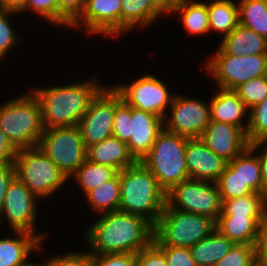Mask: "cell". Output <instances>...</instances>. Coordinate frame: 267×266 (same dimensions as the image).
I'll use <instances>...</instances> for the list:
<instances>
[{
    "label": "cell",
    "mask_w": 267,
    "mask_h": 266,
    "mask_svg": "<svg viewBox=\"0 0 267 266\" xmlns=\"http://www.w3.org/2000/svg\"><path fill=\"white\" fill-rule=\"evenodd\" d=\"M122 83V84H121ZM112 84L129 106L164 118L176 93H172L165 81L149 72L133 81Z\"/></svg>",
    "instance_id": "cell-11"
},
{
    "label": "cell",
    "mask_w": 267,
    "mask_h": 266,
    "mask_svg": "<svg viewBox=\"0 0 267 266\" xmlns=\"http://www.w3.org/2000/svg\"><path fill=\"white\" fill-rule=\"evenodd\" d=\"M219 216H267V198L253 192L238 198L222 200Z\"/></svg>",
    "instance_id": "cell-33"
},
{
    "label": "cell",
    "mask_w": 267,
    "mask_h": 266,
    "mask_svg": "<svg viewBox=\"0 0 267 266\" xmlns=\"http://www.w3.org/2000/svg\"><path fill=\"white\" fill-rule=\"evenodd\" d=\"M220 41L217 46L229 55L267 54V39L240 24Z\"/></svg>",
    "instance_id": "cell-24"
},
{
    "label": "cell",
    "mask_w": 267,
    "mask_h": 266,
    "mask_svg": "<svg viewBox=\"0 0 267 266\" xmlns=\"http://www.w3.org/2000/svg\"><path fill=\"white\" fill-rule=\"evenodd\" d=\"M209 32L220 39L239 25L237 0H208Z\"/></svg>",
    "instance_id": "cell-26"
},
{
    "label": "cell",
    "mask_w": 267,
    "mask_h": 266,
    "mask_svg": "<svg viewBox=\"0 0 267 266\" xmlns=\"http://www.w3.org/2000/svg\"><path fill=\"white\" fill-rule=\"evenodd\" d=\"M121 188L118 173L111 179L88 192L83 200L95 214L119 210Z\"/></svg>",
    "instance_id": "cell-29"
},
{
    "label": "cell",
    "mask_w": 267,
    "mask_h": 266,
    "mask_svg": "<svg viewBox=\"0 0 267 266\" xmlns=\"http://www.w3.org/2000/svg\"><path fill=\"white\" fill-rule=\"evenodd\" d=\"M216 184L218 185L222 200L238 198L253 193L244 185L238 173L229 164L226 165L224 172Z\"/></svg>",
    "instance_id": "cell-35"
},
{
    "label": "cell",
    "mask_w": 267,
    "mask_h": 266,
    "mask_svg": "<svg viewBox=\"0 0 267 266\" xmlns=\"http://www.w3.org/2000/svg\"><path fill=\"white\" fill-rule=\"evenodd\" d=\"M235 243L215 230L190 249L196 266H213L221 260Z\"/></svg>",
    "instance_id": "cell-28"
},
{
    "label": "cell",
    "mask_w": 267,
    "mask_h": 266,
    "mask_svg": "<svg viewBox=\"0 0 267 266\" xmlns=\"http://www.w3.org/2000/svg\"><path fill=\"white\" fill-rule=\"evenodd\" d=\"M186 138L163 129L149 153L140 161L167 193L174 185L190 179L186 167Z\"/></svg>",
    "instance_id": "cell-5"
},
{
    "label": "cell",
    "mask_w": 267,
    "mask_h": 266,
    "mask_svg": "<svg viewBox=\"0 0 267 266\" xmlns=\"http://www.w3.org/2000/svg\"><path fill=\"white\" fill-rule=\"evenodd\" d=\"M152 5L165 17H169L182 0H150Z\"/></svg>",
    "instance_id": "cell-48"
},
{
    "label": "cell",
    "mask_w": 267,
    "mask_h": 266,
    "mask_svg": "<svg viewBox=\"0 0 267 266\" xmlns=\"http://www.w3.org/2000/svg\"><path fill=\"white\" fill-rule=\"evenodd\" d=\"M87 160L109 166L117 172L138 162L131 154L127 143L114 136L88 146Z\"/></svg>",
    "instance_id": "cell-21"
},
{
    "label": "cell",
    "mask_w": 267,
    "mask_h": 266,
    "mask_svg": "<svg viewBox=\"0 0 267 266\" xmlns=\"http://www.w3.org/2000/svg\"><path fill=\"white\" fill-rule=\"evenodd\" d=\"M239 24L267 39V0H238Z\"/></svg>",
    "instance_id": "cell-32"
},
{
    "label": "cell",
    "mask_w": 267,
    "mask_h": 266,
    "mask_svg": "<svg viewBox=\"0 0 267 266\" xmlns=\"http://www.w3.org/2000/svg\"><path fill=\"white\" fill-rule=\"evenodd\" d=\"M163 17L150 0H121V38L137 28L146 30Z\"/></svg>",
    "instance_id": "cell-22"
},
{
    "label": "cell",
    "mask_w": 267,
    "mask_h": 266,
    "mask_svg": "<svg viewBox=\"0 0 267 266\" xmlns=\"http://www.w3.org/2000/svg\"><path fill=\"white\" fill-rule=\"evenodd\" d=\"M98 216L83 233L89 254H136L153 241L154 226L142 216L121 210Z\"/></svg>",
    "instance_id": "cell-1"
},
{
    "label": "cell",
    "mask_w": 267,
    "mask_h": 266,
    "mask_svg": "<svg viewBox=\"0 0 267 266\" xmlns=\"http://www.w3.org/2000/svg\"><path fill=\"white\" fill-rule=\"evenodd\" d=\"M228 164L252 192L264 195L261 163L258 155L249 146L240 155L228 161Z\"/></svg>",
    "instance_id": "cell-30"
},
{
    "label": "cell",
    "mask_w": 267,
    "mask_h": 266,
    "mask_svg": "<svg viewBox=\"0 0 267 266\" xmlns=\"http://www.w3.org/2000/svg\"><path fill=\"white\" fill-rule=\"evenodd\" d=\"M186 167L190 179L216 183L228 161L216 155L200 138H186Z\"/></svg>",
    "instance_id": "cell-16"
},
{
    "label": "cell",
    "mask_w": 267,
    "mask_h": 266,
    "mask_svg": "<svg viewBox=\"0 0 267 266\" xmlns=\"http://www.w3.org/2000/svg\"><path fill=\"white\" fill-rule=\"evenodd\" d=\"M70 252L66 251V253L61 252V254L51 255L50 259L47 257L48 260H42L40 266H91L90 254L87 250L86 252L84 250Z\"/></svg>",
    "instance_id": "cell-40"
},
{
    "label": "cell",
    "mask_w": 267,
    "mask_h": 266,
    "mask_svg": "<svg viewBox=\"0 0 267 266\" xmlns=\"http://www.w3.org/2000/svg\"><path fill=\"white\" fill-rule=\"evenodd\" d=\"M266 216H218L216 230L237 244L255 245L258 226Z\"/></svg>",
    "instance_id": "cell-23"
},
{
    "label": "cell",
    "mask_w": 267,
    "mask_h": 266,
    "mask_svg": "<svg viewBox=\"0 0 267 266\" xmlns=\"http://www.w3.org/2000/svg\"><path fill=\"white\" fill-rule=\"evenodd\" d=\"M255 246L235 243L230 251L213 266H254Z\"/></svg>",
    "instance_id": "cell-38"
},
{
    "label": "cell",
    "mask_w": 267,
    "mask_h": 266,
    "mask_svg": "<svg viewBox=\"0 0 267 266\" xmlns=\"http://www.w3.org/2000/svg\"><path fill=\"white\" fill-rule=\"evenodd\" d=\"M172 17L180 18L187 34L196 36L210 35L208 19V0H182L174 9Z\"/></svg>",
    "instance_id": "cell-25"
},
{
    "label": "cell",
    "mask_w": 267,
    "mask_h": 266,
    "mask_svg": "<svg viewBox=\"0 0 267 266\" xmlns=\"http://www.w3.org/2000/svg\"><path fill=\"white\" fill-rule=\"evenodd\" d=\"M37 147L68 179L87 159L78 126L44 128Z\"/></svg>",
    "instance_id": "cell-9"
},
{
    "label": "cell",
    "mask_w": 267,
    "mask_h": 266,
    "mask_svg": "<svg viewBox=\"0 0 267 266\" xmlns=\"http://www.w3.org/2000/svg\"><path fill=\"white\" fill-rule=\"evenodd\" d=\"M39 199L14 177L7 188L3 206L0 210V227L6 219L7 226L12 231H23L36 236L41 242H46L50 235L46 231H38ZM4 219V220H3ZM1 230V228H0Z\"/></svg>",
    "instance_id": "cell-10"
},
{
    "label": "cell",
    "mask_w": 267,
    "mask_h": 266,
    "mask_svg": "<svg viewBox=\"0 0 267 266\" xmlns=\"http://www.w3.org/2000/svg\"><path fill=\"white\" fill-rule=\"evenodd\" d=\"M0 129L18 150L37 146L44 127L40 102L31 90L0 103Z\"/></svg>",
    "instance_id": "cell-4"
},
{
    "label": "cell",
    "mask_w": 267,
    "mask_h": 266,
    "mask_svg": "<svg viewBox=\"0 0 267 266\" xmlns=\"http://www.w3.org/2000/svg\"><path fill=\"white\" fill-rule=\"evenodd\" d=\"M200 139L216 155L233 160L248 146L246 133L234 125L210 120Z\"/></svg>",
    "instance_id": "cell-17"
},
{
    "label": "cell",
    "mask_w": 267,
    "mask_h": 266,
    "mask_svg": "<svg viewBox=\"0 0 267 266\" xmlns=\"http://www.w3.org/2000/svg\"><path fill=\"white\" fill-rule=\"evenodd\" d=\"M12 236L0 237V266H18L26 263L32 253L44 255V242L36 236L23 232L12 231ZM13 237V238H12Z\"/></svg>",
    "instance_id": "cell-20"
},
{
    "label": "cell",
    "mask_w": 267,
    "mask_h": 266,
    "mask_svg": "<svg viewBox=\"0 0 267 266\" xmlns=\"http://www.w3.org/2000/svg\"><path fill=\"white\" fill-rule=\"evenodd\" d=\"M27 13V14H26ZM34 13L37 18L41 17L45 23L53 27H71L74 15L63 5L61 0H26L25 8L19 13L28 15ZM38 14V15H37Z\"/></svg>",
    "instance_id": "cell-27"
},
{
    "label": "cell",
    "mask_w": 267,
    "mask_h": 266,
    "mask_svg": "<svg viewBox=\"0 0 267 266\" xmlns=\"http://www.w3.org/2000/svg\"><path fill=\"white\" fill-rule=\"evenodd\" d=\"M254 246L256 264L267 266V216L258 226L257 239Z\"/></svg>",
    "instance_id": "cell-44"
},
{
    "label": "cell",
    "mask_w": 267,
    "mask_h": 266,
    "mask_svg": "<svg viewBox=\"0 0 267 266\" xmlns=\"http://www.w3.org/2000/svg\"><path fill=\"white\" fill-rule=\"evenodd\" d=\"M118 172L109 166L85 160V162L68 178V181L74 179L76 186L85 196L92 189L98 187L104 182L111 180ZM71 179V180H70Z\"/></svg>",
    "instance_id": "cell-31"
},
{
    "label": "cell",
    "mask_w": 267,
    "mask_h": 266,
    "mask_svg": "<svg viewBox=\"0 0 267 266\" xmlns=\"http://www.w3.org/2000/svg\"><path fill=\"white\" fill-rule=\"evenodd\" d=\"M91 266H135V254H90Z\"/></svg>",
    "instance_id": "cell-42"
},
{
    "label": "cell",
    "mask_w": 267,
    "mask_h": 266,
    "mask_svg": "<svg viewBox=\"0 0 267 266\" xmlns=\"http://www.w3.org/2000/svg\"><path fill=\"white\" fill-rule=\"evenodd\" d=\"M121 197L119 210L142 216L153 226L166 205V192L140 161L118 172Z\"/></svg>",
    "instance_id": "cell-3"
},
{
    "label": "cell",
    "mask_w": 267,
    "mask_h": 266,
    "mask_svg": "<svg viewBox=\"0 0 267 266\" xmlns=\"http://www.w3.org/2000/svg\"><path fill=\"white\" fill-rule=\"evenodd\" d=\"M121 101V95L108 84L93 99L77 125L86 148L113 136L115 110Z\"/></svg>",
    "instance_id": "cell-15"
},
{
    "label": "cell",
    "mask_w": 267,
    "mask_h": 266,
    "mask_svg": "<svg viewBox=\"0 0 267 266\" xmlns=\"http://www.w3.org/2000/svg\"><path fill=\"white\" fill-rule=\"evenodd\" d=\"M14 166L15 177L23 182L40 201H48L47 198H53L57 192L64 190L62 187L69 184L58 166L37 146L19 149Z\"/></svg>",
    "instance_id": "cell-7"
},
{
    "label": "cell",
    "mask_w": 267,
    "mask_h": 266,
    "mask_svg": "<svg viewBox=\"0 0 267 266\" xmlns=\"http://www.w3.org/2000/svg\"><path fill=\"white\" fill-rule=\"evenodd\" d=\"M163 129V118L132 107V134L127 145L137 161H141L149 153Z\"/></svg>",
    "instance_id": "cell-18"
},
{
    "label": "cell",
    "mask_w": 267,
    "mask_h": 266,
    "mask_svg": "<svg viewBox=\"0 0 267 266\" xmlns=\"http://www.w3.org/2000/svg\"><path fill=\"white\" fill-rule=\"evenodd\" d=\"M15 177L14 163L0 165V210L4 203L8 185Z\"/></svg>",
    "instance_id": "cell-47"
},
{
    "label": "cell",
    "mask_w": 267,
    "mask_h": 266,
    "mask_svg": "<svg viewBox=\"0 0 267 266\" xmlns=\"http://www.w3.org/2000/svg\"><path fill=\"white\" fill-rule=\"evenodd\" d=\"M19 15L18 12L0 9V61L6 60L5 58L10 50L17 48L18 44H21L19 32L14 29V16ZM12 17V18H11ZM20 41V42H19ZM15 46V47H14Z\"/></svg>",
    "instance_id": "cell-34"
},
{
    "label": "cell",
    "mask_w": 267,
    "mask_h": 266,
    "mask_svg": "<svg viewBox=\"0 0 267 266\" xmlns=\"http://www.w3.org/2000/svg\"><path fill=\"white\" fill-rule=\"evenodd\" d=\"M32 259H30V261H27L26 263L24 264H20L18 266H40V262H33L31 261Z\"/></svg>",
    "instance_id": "cell-51"
},
{
    "label": "cell",
    "mask_w": 267,
    "mask_h": 266,
    "mask_svg": "<svg viewBox=\"0 0 267 266\" xmlns=\"http://www.w3.org/2000/svg\"><path fill=\"white\" fill-rule=\"evenodd\" d=\"M166 204L171 209L207 216L215 220L222 212L218 185L210 181L188 179L174 185L166 193Z\"/></svg>",
    "instance_id": "cell-12"
},
{
    "label": "cell",
    "mask_w": 267,
    "mask_h": 266,
    "mask_svg": "<svg viewBox=\"0 0 267 266\" xmlns=\"http://www.w3.org/2000/svg\"><path fill=\"white\" fill-rule=\"evenodd\" d=\"M135 266H168L164 253L151 242L135 254Z\"/></svg>",
    "instance_id": "cell-43"
},
{
    "label": "cell",
    "mask_w": 267,
    "mask_h": 266,
    "mask_svg": "<svg viewBox=\"0 0 267 266\" xmlns=\"http://www.w3.org/2000/svg\"><path fill=\"white\" fill-rule=\"evenodd\" d=\"M132 107L123 100L116 106L112 135L127 143L131 137Z\"/></svg>",
    "instance_id": "cell-39"
},
{
    "label": "cell",
    "mask_w": 267,
    "mask_h": 266,
    "mask_svg": "<svg viewBox=\"0 0 267 266\" xmlns=\"http://www.w3.org/2000/svg\"><path fill=\"white\" fill-rule=\"evenodd\" d=\"M248 143L267 139V98L249 110Z\"/></svg>",
    "instance_id": "cell-37"
},
{
    "label": "cell",
    "mask_w": 267,
    "mask_h": 266,
    "mask_svg": "<svg viewBox=\"0 0 267 266\" xmlns=\"http://www.w3.org/2000/svg\"><path fill=\"white\" fill-rule=\"evenodd\" d=\"M18 149L0 129V165L14 163Z\"/></svg>",
    "instance_id": "cell-46"
},
{
    "label": "cell",
    "mask_w": 267,
    "mask_h": 266,
    "mask_svg": "<svg viewBox=\"0 0 267 266\" xmlns=\"http://www.w3.org/2000/svg\"><path fill=\"white\" fill-rule=\"evenodd\" d=\"M26 0H0V9L20 13L25 8Z\"/></svg>",
    "instance_id": "cell-49"
},
{
    "label": "cell",
    "mask_w": 267,
    "mask_h": 266,
    "mask_svg": "<svg viewBox=\"0 0 267 266\" xmlns=\"http://www.w3.org/2000/svg\"><path fill=\"white\" fill-rule=\"evenodd\" d=\"M73 28L84 29L81 31L93 38L121 37V0H85L74 15L70 29Z\"/></svg>",
    "instance_id": "cell-14"
},
{
    "label": "cell",
    "mask_w": 267,
    "mask_h": 266,
    "mask_svg": "<svg viewBox=\"0 0 267 266\" xmlns=\"http://www.w3.org/2000/svg\"><path fill=\"white\" fill-rule=\"evenodd\" d=\"M216 230V220L207 216L171 209L167 204L153 230L156 246L191 248Z\"/></svg>",
    "instance_id": "cell-6"
},
{
    "label": "cell",
    "mask_w": 267,
    "mask_h": 266,
    "mask_svg": "<svg viewBox=\"0 0 267 266\" xmlns=\"http://www.w3.org/2000/svg\"><path fill=\"white\" fill-rule=\"evenodd\" d=\"M209 100L210 120L240 127L245 133L248 129L249 109L234 90L216 87Z\"/></svg>",
    "instance_id": "cell-19"
},
{
    "label": "cell",
    "mask_w": 267,
    "mask_h": 266,
    "mask_svg": "<svg viewBox=\"0 0 267 266\" xmlns=\"http://www.w3.org/2000/svg\"><path fill=\"white\" fill-rule=\"evenodd\" d=\"M89 78V79H88ZM78 82L29 88L41 105L44 128L77 126L93 99L106 86L91 76Z\"/></svg>",
    "instance_id": "cell-2"
},
{
    "label": "cell",
    "mask_w": 267,
    "mask_h": 266,
    "mask_svg": "<svg viewBox=\"0 0 267 266\" xmlns=\"http://www.w3.org/2000/svg\"><path fill=\"white\" fill-rule=\"evenodd\" d=\"M234 91L250 110L267 98V75L252 78L237 86Z\"/></svg>",
    "instance_id": "cell-36"
},
{
    "label": "cell",
    "mask_w": 267,
    "mask_h": 266,
    "mask_svg": "<svg viewBox=\"0 0 267 266\" xmlns=\"http://www.w3.org/2000/svg\"><path fill=\"white\" fill-rule=\"evenodd\" d=\"M216 48L200 70L207 71L217 88L234 90L252 78L267 75V54L233 56Z\"/></svg>",
    "instance_id": "cell-8"
},
{
    "label": "cell",
    "mask_w": 267,
    "mask_h": 266,
    "mask_svg": "<svg viewBox=\"0 0 267 266\" xmlns=\"http://www.w3.org/2000/svg\"><path fill=\"white\" fill-rule=\"evenodd\" d=\"M209 121V102L178 92L163 118L165 130L188 139L200 138Z\"/></svg>",
    "instance_id": "cell-13"
},
{
    "label": "cell",
    "mask_w": 267,
    "mask_h": 266,
    "mask_svg": "<svg viewBox=\"0 0 267 266\" xmlns=\"http://www.w3.org/2000/svg\"><path fill=\"white\" fill-rule=\"evenodd\" d=\"M165 255L168 266H196L188 247L157 246Z\"/></svg>",
    "instance_id": "cell-41"
},
{
    "label": "cell",
    "mask_w": 267,
    "mask_h": 266,
    "mask_svg": "<svg viewBox=\"0 0 267 266\" xmlns=\"http://www.w3.org/2000/svg\"><path fill=\"white\" fill-rule=\"evenodd\" d=\"M249 147L258 155L260 160L264 196L267 198V139L253 142L249 144Z\"/></svg>",
    "instance_id": "cell-45"
},
{
    "label": "cell",
    "mask_w": 267,
    "mask_h": 266,
    "mask_svg": "<svg viewBox=\"0 0 267 266\" xmlns=\"http://www.w3.org/2000/svg\"><path fill=\"white\" fill-rule=\"evenodd\" d=\"M63 5L75 15L78 10L84 5L85 0H61Z\"/></svg>",
    "instance_id": "cell-50"
}]
</instances>
